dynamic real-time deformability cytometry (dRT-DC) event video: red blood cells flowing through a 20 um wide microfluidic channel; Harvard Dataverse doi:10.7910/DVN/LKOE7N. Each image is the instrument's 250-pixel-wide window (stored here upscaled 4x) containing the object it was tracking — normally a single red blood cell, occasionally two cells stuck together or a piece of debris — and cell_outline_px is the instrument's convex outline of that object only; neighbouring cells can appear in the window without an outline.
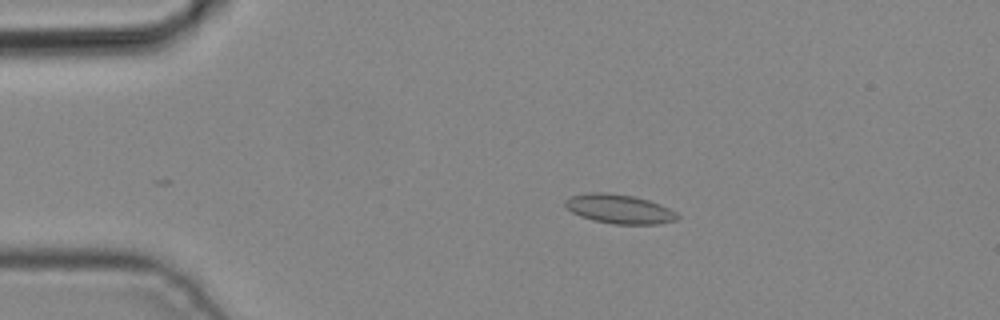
{"species": "common noctule bat (a hibernating species)", "species_latin": "Nyctalus noctula", "temperature_condition": "cold", "stored_images_in_passage": 2, "camera_frame_rate_fps": 3000, "um_per_image_px": 0.085, "animal": {"sex": "male", "body_mass_g": 19.2, "forearm_length_mm": 51.8}, "frame": {"image": 1, "passage_image": 1, "time_ms": 0.0, "image_size_px": [1000, 320], "cell_outline_px": [[680, 216], [676, 220], [660, 224], [612, 224], [592, 220], [580, 216], [572, 212], [564, 204], [564, 200], [572, 196], [588, 192], [604, 192], [632, 196], [648, 200], [660, 204], [676, 212]], "centroid_in_image_um": [52.64, 17.77], "position_along_channel_um": 32.4, "area_um2": 19.07}}